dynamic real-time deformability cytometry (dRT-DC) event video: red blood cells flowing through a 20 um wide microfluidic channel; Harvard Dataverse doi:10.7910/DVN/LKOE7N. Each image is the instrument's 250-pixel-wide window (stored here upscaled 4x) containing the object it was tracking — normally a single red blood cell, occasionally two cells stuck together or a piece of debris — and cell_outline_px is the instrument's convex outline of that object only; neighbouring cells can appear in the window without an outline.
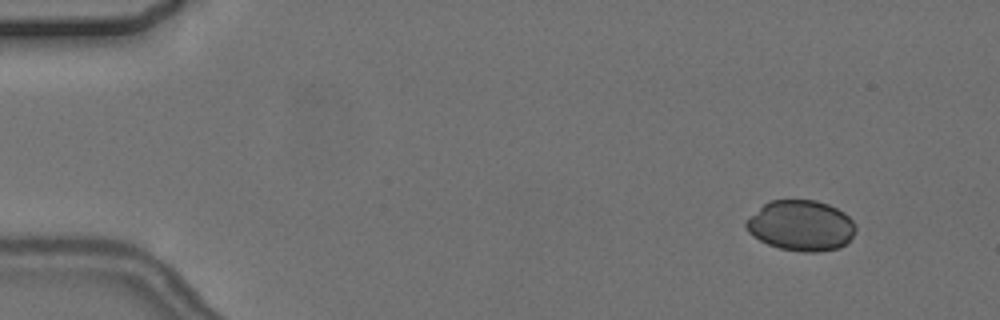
{"species": "common noctule bat (a hibernating species)", "species_latin": "Nyctalus noctula", "temperature_condition": "cold", "stored_images_in_passage": 5, "camera_frame_rate_fps": 3000, "um_per_image_px": 0.085, "animal": {"sex": "female", "body_mass_g": 24.6, "forearm_length_mm": 56.2}, "frame": {"image": 1, "passage_image": 1, "time_ms": 0.0, "image_size_px": [1000, 320], "cell_outline_px": [[856, 232], [840, 248], [816, 252], [804, 252], [780, 248], [768, 244], [752, 236], [748, 232], [744, 224], [744, 220], [748, 216], [764, 204], [772, 200], [816, 200], [828, 204], [844, 212], [856, 224]], "centroid_in_image_um": [68.07, 19.17], "position_along_channel_um": 16.9, "area_um2": 32.43}}